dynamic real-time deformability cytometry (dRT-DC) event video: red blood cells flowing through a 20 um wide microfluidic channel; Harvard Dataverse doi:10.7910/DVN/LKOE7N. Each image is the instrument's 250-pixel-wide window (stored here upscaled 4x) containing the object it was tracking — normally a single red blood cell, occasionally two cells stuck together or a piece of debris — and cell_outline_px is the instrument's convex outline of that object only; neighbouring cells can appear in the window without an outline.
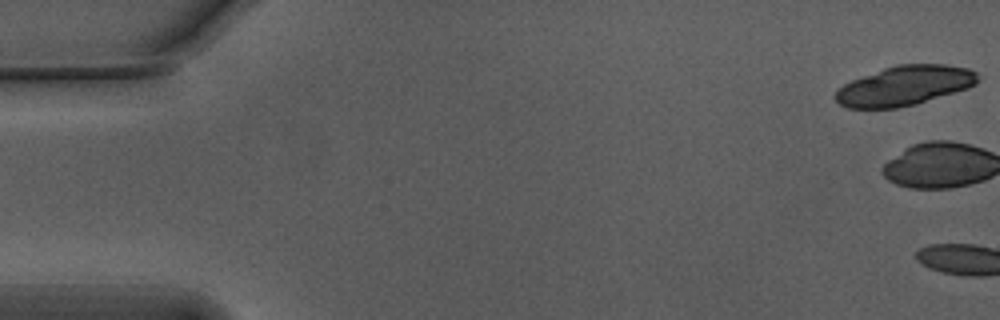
{"species": "Egyptian fruit bat (a non-hibernating species)", "species_latin": "Rousettus aegyptiacus", "temperature_condition": "warm", "stored_images_in_passage": 3, "camera_frame_rate_fps": 3000, "um_per_image_px": 0.085, "animal": {"sex": "male"}, "frame": {"image": 1, "passage_image": 1, "time_ms": 0.0, "image_size_px": [1000, 320], "cell_outline_px": [[980, 80], [976, 84], [968, 88], [916, 104], [896, 108], [848, 108], [840, 104], [836, 100], [836, 92], [844, 84], [852, 80], [884, 68], [896, 64], [944, 64], [968, 68], [976, 72]], "centroid_in_image_um": [76.92, 7.28], "position_along_channel_um": 8.1, "area_um2": 32.71}}